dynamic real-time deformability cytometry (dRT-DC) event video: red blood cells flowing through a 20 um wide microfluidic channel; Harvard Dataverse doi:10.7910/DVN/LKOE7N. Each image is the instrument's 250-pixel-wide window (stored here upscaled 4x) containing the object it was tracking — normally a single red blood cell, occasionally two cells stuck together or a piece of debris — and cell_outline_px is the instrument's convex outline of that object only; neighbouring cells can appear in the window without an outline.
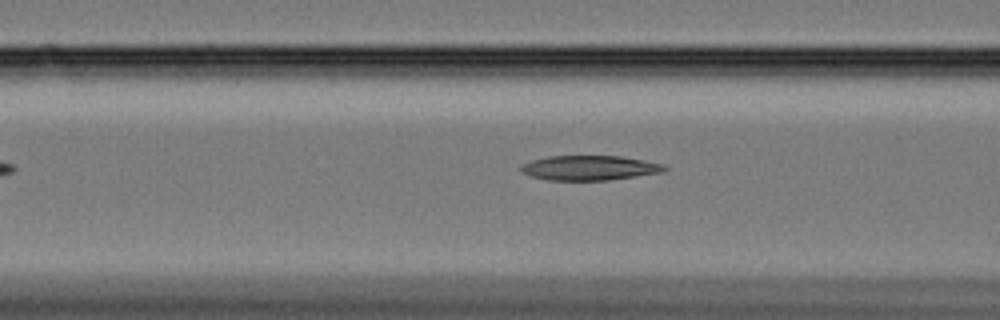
{"species": "Egyptian fruit bat (a non-hibernating species)", "species_latin": "Rousettus aegyptiacus", "temperature_condition": "cold", "stored_images_in_passage": 33, "camera_frame_rate_fps": 3000, "um_per_image_px": 0.085, "animal": {"sex": "female"}, "frame": {"image": 1, "passage_image": 8, "time_ms": 2.333, "image_size_px": [1000, 320], "cell_outline_px": [[668, 168], [664, 172], [608, 180], [548, 180], [532, 176], [524, 172], [520, 168], [520, 164], [532, 160], [548, 156], [620, 156], [664, 164]], "centroid_in_image_um": [50.12, 14.26], "position_along_channel_um": 116.5, "area_um2": 20.58}}
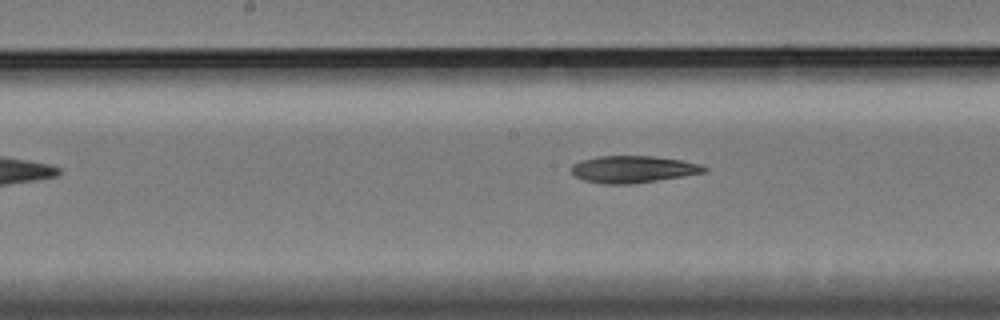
{"frame": {"image": 2, "passage_image": 15, "time_ms": 4.667, "image_size_px": [1000, 320], "cell_outline_px": [[708, 168], [704, 172], [632, 184], [604, 184], [584, 180], [576, 176], [572, 172], [572, 164], [580, 160], [600, 156], [652, 156], [680, 160], [700, 164]], "centroid_in_image_um": [53.77, 14.38], "position_along_channel_um": 194.4, "area_um2": 20.58}}
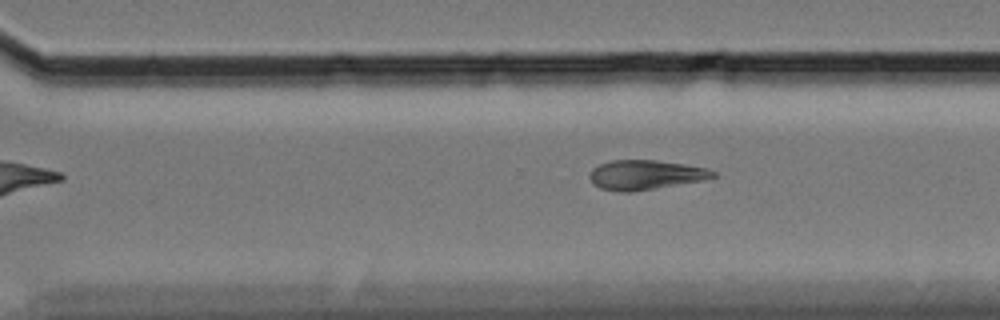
{"frame": {"image": 3, "passage_image": 26, "time_ms": 8.333, "image_size_px": [1000, 320], "cell_outline_px": [[716, 176], [704, 180], [632, 192], [620, 192], [600, 188], [592, 184], [588, 176], [592, 168], [600, 164], [612, 160], [656, 160], [684, 164], [708, 168], [716, 172]], "centroid_in_image_um": [54.84, 14.86], "position_along_channel_um": 315.8, "area_um2": 21.39}}